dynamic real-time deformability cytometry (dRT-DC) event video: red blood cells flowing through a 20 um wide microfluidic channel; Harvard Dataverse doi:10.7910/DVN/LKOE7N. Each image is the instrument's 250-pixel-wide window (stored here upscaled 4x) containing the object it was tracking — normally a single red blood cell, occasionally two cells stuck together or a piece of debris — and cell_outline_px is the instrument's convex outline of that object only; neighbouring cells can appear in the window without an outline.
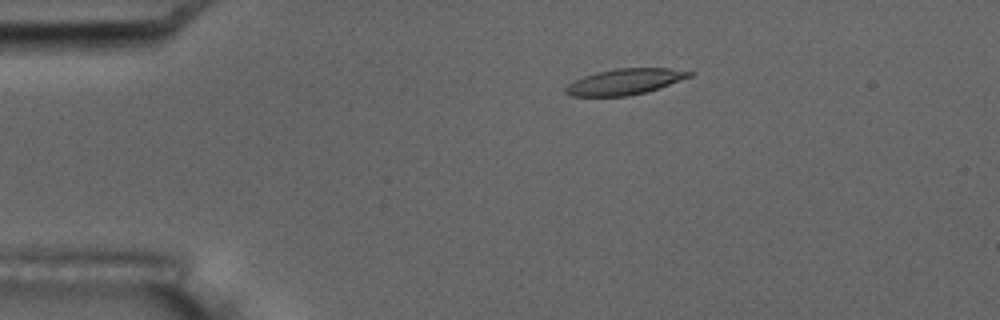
{"species": "common noctule bat (a hibernating species)", "species_latin": "Nyctalus noctula", "temperature_condition": "room temperature", "stored_images_in_passage": 6, "camera_frame_rate_fps": 3000, "um_per_image_px": 0.085, "animal": {"sex": "male", "body_mass_g": 17.5, "forearm_length_mm": 52.3}, "frame": {"image": 1, "passage_image": 3, "time_ms": 2.333, "image_size_px": [1000, 320], "cell_outline_px": [[696, 72], [692, 76], [660, 88], [628, 96], [568, 96], [564, 92], [564, 88], [568, 84], [584, 76], [596, 72], [616, 68], [672, 68]], "centroid_in_image_um": [53.13, 6.94], "position_along_channel_um": 31.9, "area_um2": 18.79}}